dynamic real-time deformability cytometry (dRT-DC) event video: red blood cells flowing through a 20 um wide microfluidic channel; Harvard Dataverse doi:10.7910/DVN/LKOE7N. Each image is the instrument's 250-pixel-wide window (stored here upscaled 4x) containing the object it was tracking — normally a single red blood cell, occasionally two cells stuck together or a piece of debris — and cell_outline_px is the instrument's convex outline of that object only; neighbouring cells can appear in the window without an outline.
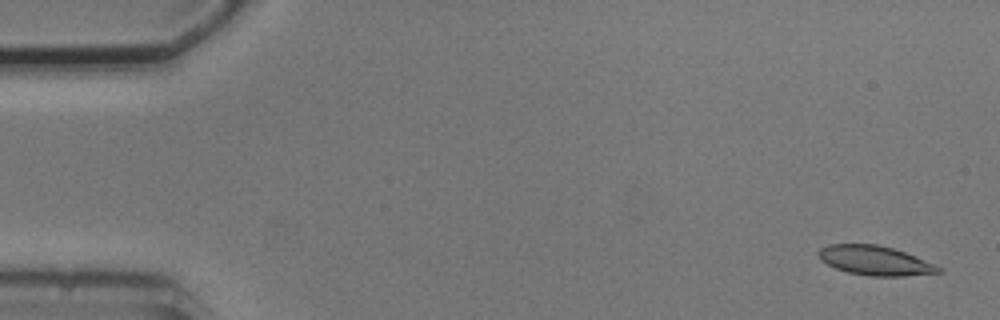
{"species": "common noctule bat (a hibernating species)", "species_latin": "Nyctalus noctula", "temperature_condition": "cold", "stored_images_in_passage": 3, "camera_frame_rate_fps": 3000, "um_per_image_px": 0.085, "animal": {"sex": "male", "body_mass_g": 20.5, "forearm_length_mm": 52.5}, "frame": {"image": 1, "passage_image": 1, "time_ms": 0.0, "image_size_px": [1000, 320], "cell_outline_px": [[944, 268], [940, 272], [904, 276], [872, 276], [848, 272], [836, 268], [820, 260], [816, 252], [820, 248], [828, 244], [876, 244], [892, 248], [904, 252], [936, 264]], "centroid_in_image_um": [74.36, 22.14], "position_along_channel_um": 10.6, "area_um2": 20.52}}